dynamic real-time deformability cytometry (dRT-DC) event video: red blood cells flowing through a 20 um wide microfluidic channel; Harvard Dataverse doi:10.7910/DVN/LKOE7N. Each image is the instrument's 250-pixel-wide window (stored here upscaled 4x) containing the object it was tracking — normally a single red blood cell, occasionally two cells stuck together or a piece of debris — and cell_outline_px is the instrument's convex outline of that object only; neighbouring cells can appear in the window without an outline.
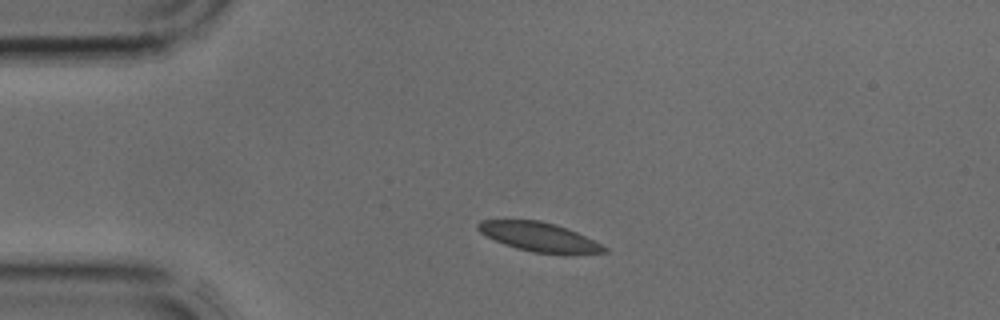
{"species": "common noctule bat (a hibernating species)", "species_latin": "Nyctalus noctula", "temperature_condition": "cold", "stored_images_in_passage": 2, "camera_frame_rate_fps": 3000, "um_per_image_px": 0.085, "animal": {"sex": "male", "body_mass_g": 17.9, "forearm_length_mm": 54.2}, "frame": {"image": 1, "passage_image": 1, "time_ms": 0.0, "image_size_px": [1000, 320], "cell_outline_px": [[608, 252], [532, 252], [516, 248], [504, 244], [480, 232], [476, 228], [476, 224], [480, 220], [540, 220], [556, 224], [576, 232], [608, 248]], "centroid_in_image_um": [45.74, 20.1], "position_along_channel_um": 39.3, "area_um2": 20.63}}
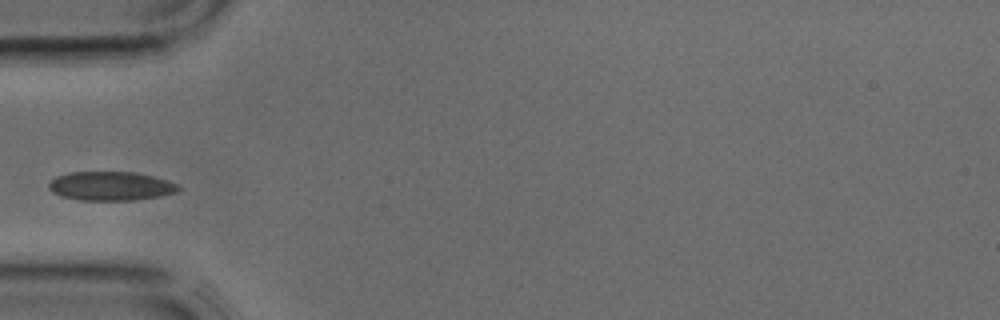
{"frame": {"image": 2, "passage_image": 2, "time_ms": 0.333, "image_size_px": [1000, 320], "cell_outline_px": [[180, 188], [176, 192], [160, 196], [132, 200], [80, 200], [60, 196], [52, 192], [48, 188], [48, 184], [56, 176], [68, 172], [136, 172], [168, 180], [180, 184]], "centroid_in_image_um": [9.41, 15.81], "position_along_channel_um": 75.6, "area_um2": 21.96}}